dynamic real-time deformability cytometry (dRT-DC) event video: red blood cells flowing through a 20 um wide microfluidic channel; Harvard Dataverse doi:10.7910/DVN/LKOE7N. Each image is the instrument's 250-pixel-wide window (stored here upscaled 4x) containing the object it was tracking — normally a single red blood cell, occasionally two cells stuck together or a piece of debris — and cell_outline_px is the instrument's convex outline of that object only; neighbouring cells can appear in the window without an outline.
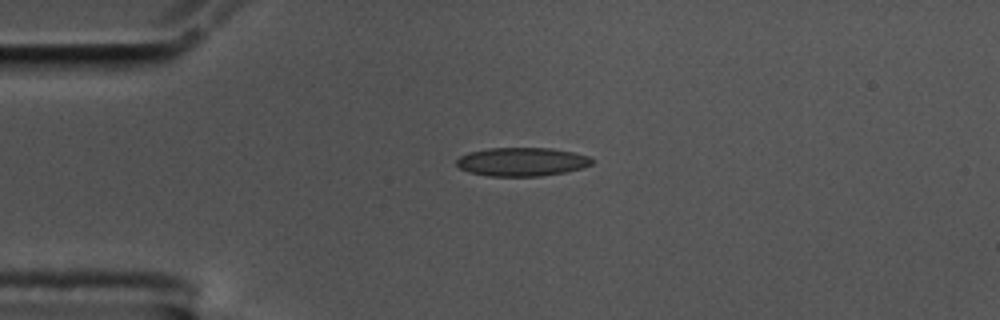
{"species": "common noctule bat (a hibernating species)", "species_latin": "Nyctalus noctula", "temperature_condition": "cold", "stored_images_in_passage": 44, "camera_frame_rate_fps": 3000, "um_per_image_px": 0.085, "animal": {"sex": "male", "body_mass_g": 17.5, "forearm_length_mm": 52.3}, "frame": {"image": 1, "passage_image": 1, "time_ms": 0.0, "image_size_px": [1000, 320], "cell_outline_px": [[592, 164], [580, 168], [564, 172], [540, 176], [488, 176], [468, 172], [460, 168], [456, 164], [456, 160], [460, 156], [468, 152], [488, 148], [552, 148], [572, 152], [588, 156], [592, 160]], "centroid_in_image_um": [44.31, 13.75], "position_along_channel_um": 40.7, "area_um2": 22.48}}
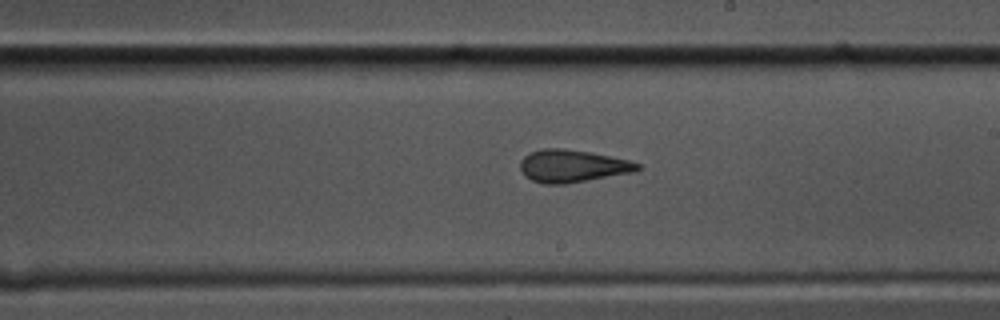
{"frame": {"image": 2, "passage_image": 20, "time_ms": 6.333, "image_size_px": [1000, 320], "cell_outline_px": [[640, 168], [636, 172], [564, 184], [544, 184], [532, 180], [524, 176], [520, 168], [520, 160], [524, 156], [532, 152], [544, 148], [564, 148], [592, 152], [628, 160], [640, 164]], "centroid_in_image_um": [48.65, 14.11], "position_along_channel_um": 240.3, "area_um2": 22.31}}
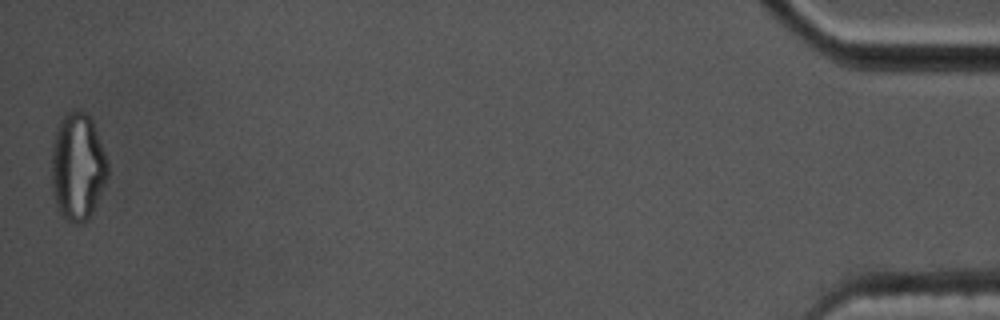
{"frame": {"image": 3, "passage_image": 44, "time_ms": 14.333, "image_size_px": [1000, 320], "cell_outline_px": [[108, 176], [96, 204], [88, 220], [80, 224], [72, 224], [56, 208], [52, 192], [52, 144], [60, 120], [72, 108], [84, 112], [92, 120], [104, 152], [108, 164]], "centroid_in_image_um": [6.59, 14.2], "position_along_channel_um": 428.6, "area_um2": 35.14}, "authors_computed_cell_mechanics": {"area_um2": 22.5998, "velocity_mm_per_s": 3.5334, "shape_relaxation_time_tau1_ms": null, "shape_relaxation_time_tau2_ms": 2.0292, "deformation_change_tau1": null, "deformation_change_tau2": 0.0904}}